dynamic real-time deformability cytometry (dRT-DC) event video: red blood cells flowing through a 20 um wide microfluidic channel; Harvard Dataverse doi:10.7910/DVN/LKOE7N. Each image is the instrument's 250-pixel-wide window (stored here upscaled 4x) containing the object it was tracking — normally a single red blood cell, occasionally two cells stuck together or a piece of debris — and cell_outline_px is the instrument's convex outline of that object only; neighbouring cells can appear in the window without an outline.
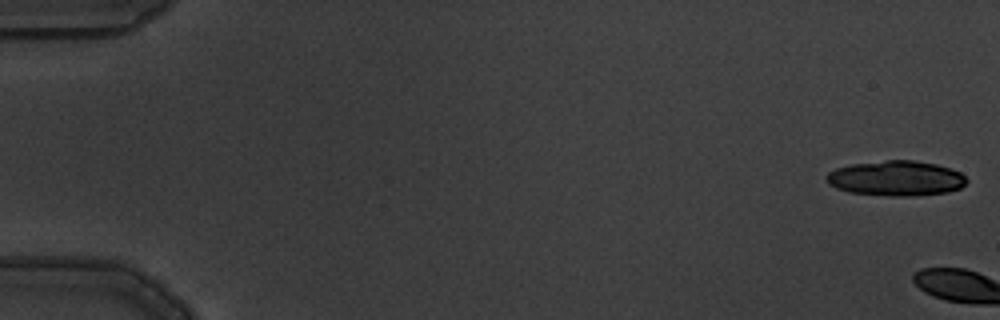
{"species": "common noctule bat (a hibernating species)", "species_latin": "Nyctalus noctula", "temperature_condition": "warm", "stored_images_in_passage": 2, "camera_frame_rate_fps": 3000, "um_per_image_px": 0.085, "animal": {"sex": "male", "body_mass_g": 19.5, "forearm_length_mm": 54.6}, "frame": {"image": 1, "passage_image": 1, "time_ms": 0.0, "image_size_px": [1000, 320], "cell_outline_px": [[968, 180], [960, 188], [948, 192], [916, 196], [888, 196], [848, 192], [836, 188], [828, 184], [824, 176], [828, 172], [836, 168], [852, 164], [888, 160], [912, 160], [936, 164], [960, 172]], "centroid_in_image_um": [76.13, 15.16], "position_along_channel_um": 8.9, "area_um2": 28.78}}